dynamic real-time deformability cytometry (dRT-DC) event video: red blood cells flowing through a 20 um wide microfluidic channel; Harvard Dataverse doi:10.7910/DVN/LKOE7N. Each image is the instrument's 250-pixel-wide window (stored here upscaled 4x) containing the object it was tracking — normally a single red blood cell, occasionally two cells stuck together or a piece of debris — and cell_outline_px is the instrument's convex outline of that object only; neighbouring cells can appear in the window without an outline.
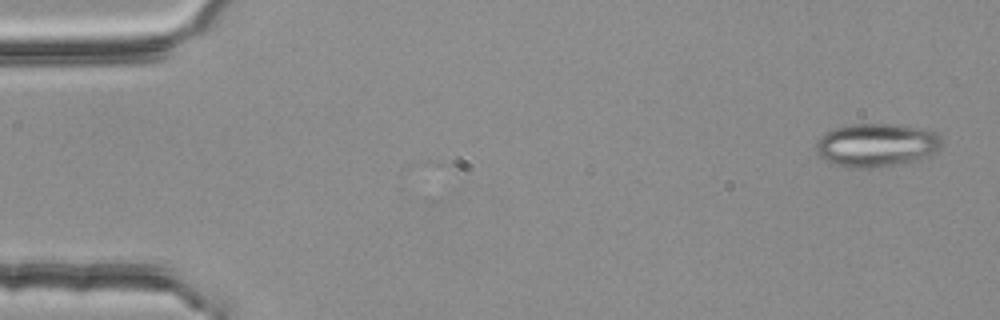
{"species": "common noctule bat (a hibernating species)", "species_latin": "Nyctalus noctula", "temperature_condition": "room temperature", "stored_images_in_passage": 54, "segment_of_instrument_passage": [1, 2], "camera_frame_rate_fps": 3000, "um_per_image_px": 0.085, "animal": {"sex": "female", "body_mass_g": 25.1}, "frame": {"image": 1, "passage_image": 2, "time_ms": 0.333, "image_size_px": [1000, 320], "cell_outline_px": [[940, 148], [936, 152], [920, 160], [892, 164], [836, 164], [824, 160], [816, 152], [816, 140], [824, 132], [836, 128], [852, 124], [896, 124], [928, 128], [936, 132], [940, 136]], "centroid_in_image_um": [74.55, 12.25], "position_along_channel_um": 10.5, "area_um2": 30.92}}
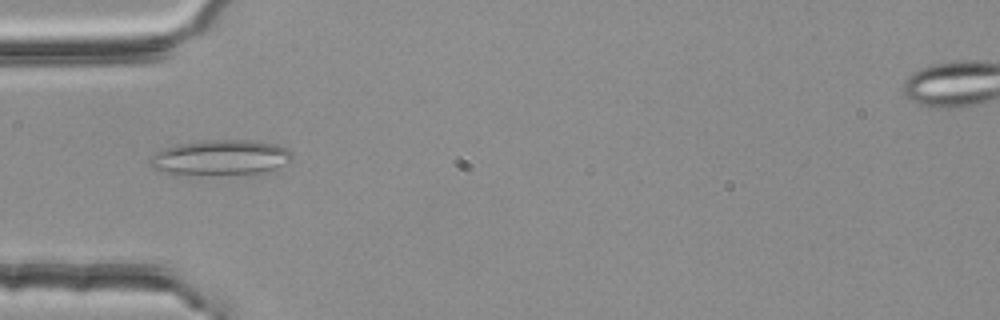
{"frame": {"image": 2, "passage_image": 17, "time_ms": 5.333, "image_size_px": [1000, 320], "cell_outline_px": [[292, 160], [288, 164], [268, 172], [176, 176], [152, 168], [148, 164], [148, 160], [156, 152], [164, 148], [176, 144], [216, 140], [252, 140], [276, 144], [288, 148], [292, 152]], "centroid_in_image_um": [18.74, 13.41], "position_along_channel_um": 66.3, "area_um2": 29.82}}